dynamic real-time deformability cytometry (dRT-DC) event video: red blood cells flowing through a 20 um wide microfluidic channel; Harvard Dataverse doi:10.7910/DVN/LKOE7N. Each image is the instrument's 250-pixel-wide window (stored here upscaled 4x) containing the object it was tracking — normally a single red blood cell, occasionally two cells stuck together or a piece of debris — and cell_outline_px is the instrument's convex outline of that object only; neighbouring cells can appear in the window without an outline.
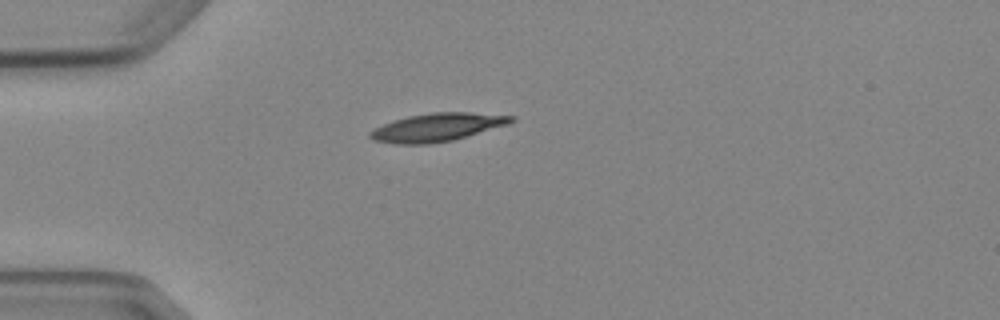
{"species": "Egyptian fruit bat (a non-hibernating species)", "species_latin": "Rousettus aegyptiacus", "temperature_condition": "cold", "stored_images_in_passage": 4, "camera_frame_rate_fps": 3000, "um_per_image_px": 0.085, "animal": {"sex": "female"}, "frame": {"image": 1, "passage_image": 1, "time_ms": 0.0, "image_size_px": [1000, 320], "cell_outline_px": [[516, 120], [508, 124], [452, 140], [428, 144], [396, 144], [372, 140], [368, 136], [368, 132], [392, 120], [408, 116], [432, 112], [472, 112], [516, 116]], "centroid_in_image_um": [37.15, 10.81], "position_along_channel_um": 47.9, "area_um2": 23.12}}
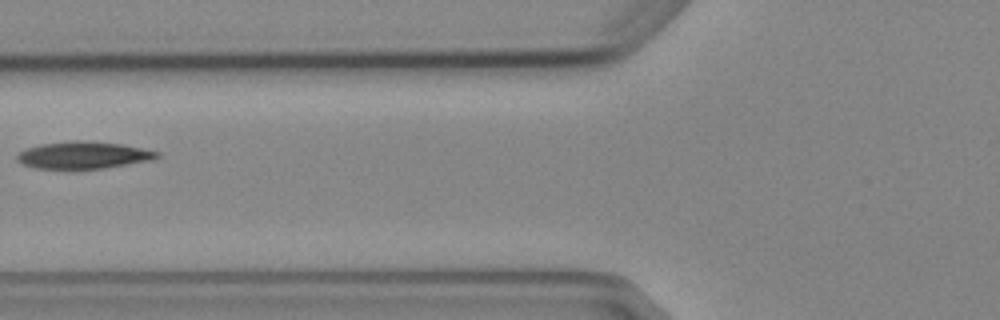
{"frame": {"image": 2, "passage_image": 3, "time_ms": 2.333, "image_size_px": [1000, 320], "cell_outline_px": [[160, 156], [156, 160], [104, 168], [36, 168], [24, 164], [16, 160], [16, 156], [20, 152], [28, 148], [40, 144], [72, 140], [76, 140], [120, 144], [160, 152]], "centroid_in_image_um": [7.13, 13.18], "position_along_channel_um": 118.7, "area_um2": 21.91}}